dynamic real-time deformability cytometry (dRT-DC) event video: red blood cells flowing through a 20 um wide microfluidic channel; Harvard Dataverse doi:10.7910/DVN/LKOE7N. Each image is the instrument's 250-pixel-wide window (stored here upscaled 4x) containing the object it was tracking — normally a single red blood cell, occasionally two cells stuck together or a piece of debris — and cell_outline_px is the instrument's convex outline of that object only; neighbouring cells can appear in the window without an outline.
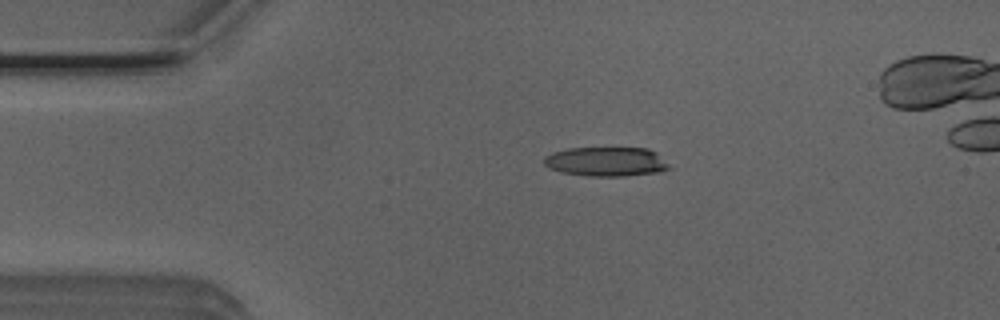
{"species": "Egyptian fruit bat (a non-hibernating species)", "species_latin": "Rousettus aegyptiacus", "temperature_condition": "room temperature", "stored_images_in_passage": 40, "camera_frame_rate_fps": 3000, "um_per_image_px": 0.085, "animal": {"sex": "male"}, "frame": {"image": 1, "passage_image": 1, "time_ms": 0.0, "image_size_px": [1000, 320], "cell_outline_px": [[672, 168], [660, 172], [624, 176], [588, 176], [560, 172], [548, 168], [544, 164], [544, 156], [552, 152], [568, 148], [648, 148], [656, 152]], "centroid_in_image_um": [51.51, 13.74], "position_along_channel_um": 33.5, "area_um2": 21.56}}
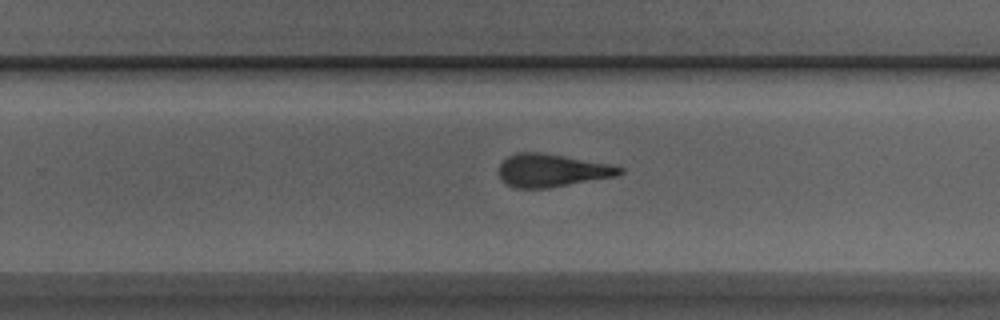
{"frame": {"image": 2, "passage_image": 23, "time_ms": 7.333, "image_size_px": [1000, 320], "cell_outline_px": [[624, 172], [616, 176], [548, 188], [516, 188], [504, 184], [500, 180], [500, 164], [508, 156], [516, 152], [540, 152], [564, 156], [608, 164], [624, 168]], "centroid_in_image_um": [46.87, 14.49], "position_along_channel_um": 282.9, "area_um2": 23.06}}
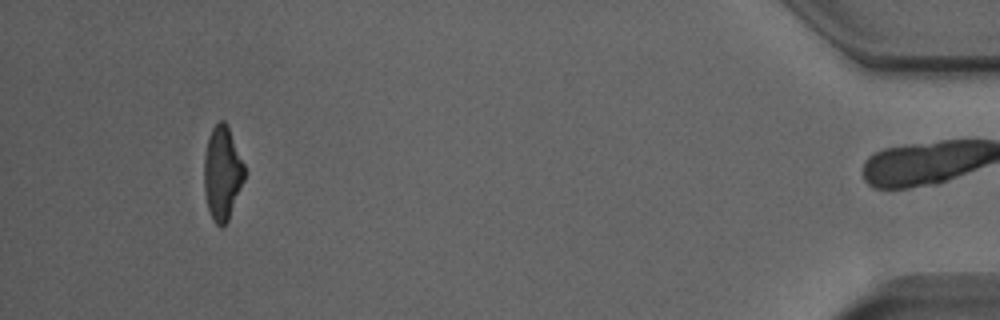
{"frame": {"image": 3, "passage_image": 39, "time_ms": 12.667, "image_size_px": [1000, 320], "cell_outline_px": [[244, 180], [228, 220], [220, 228], [212, 220], [208, 208], [204, 192], [204, 156], [208, 136], [212, 128], [220, 120], [224, 120], [228, 128], [244, 164]], "centroid_in_image_um": [18.87, 14.73], "position_along_channel_um": 416.3, "area_um2": 21.85}, "authors_computed_cell_mechanics": {"area_um2": 23.2067, "velocity_mm_per_s": 3.9367, "shape_relaxation_time_tau1_ms": 4.7619, "shape_relaxation_time_tau2_ms": 1.7303, "deformation_change_tau1": 0.2334, "deformation_change_tau2": 0.1401}}